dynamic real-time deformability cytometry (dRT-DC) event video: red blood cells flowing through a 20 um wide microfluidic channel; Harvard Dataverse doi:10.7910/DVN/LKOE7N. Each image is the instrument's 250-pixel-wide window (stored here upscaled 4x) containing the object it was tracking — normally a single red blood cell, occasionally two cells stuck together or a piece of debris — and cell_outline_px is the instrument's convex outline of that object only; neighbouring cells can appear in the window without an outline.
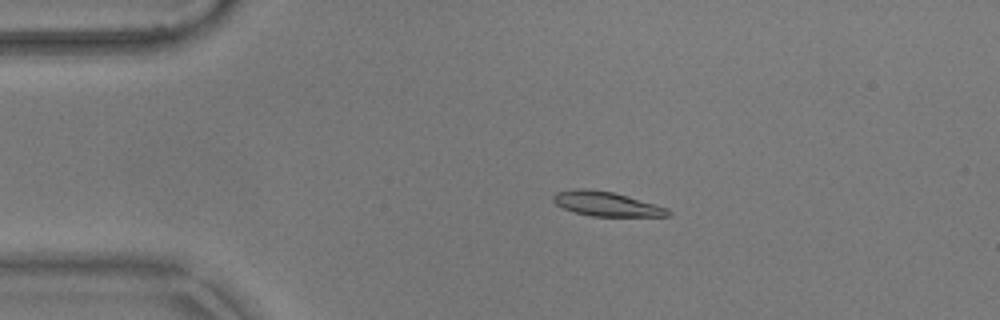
{"species": "common noctule bat (a hibernating species)", "species_latin": "Nyctalus noctula", "temperature_condition": "warm", "stored_images_in_passage": 46, "camera_frame_rate_fps": 3000, "um_per_image_px": 0.085, "animal": {"sex": "male", "body_mass_g": 17.9}, "frame": {"image": 1, "passage_image": 2, "time_ms": 0.333, "image_size_px": [1000, 320], "cell_outline_px": [[672, 216], [592, 216], [576, 212], [564, 208], [556, 204], [552, 200], [552, 196], [556, 192], [576, 188], [584, 188], [612, 192], [628, 196], [656, 204], [668, 208], [672, 212]], "centroid_in_image_um": [51.57, 17.33], "position_along_channel_um": 33.4, "area_um2": 16.36}}
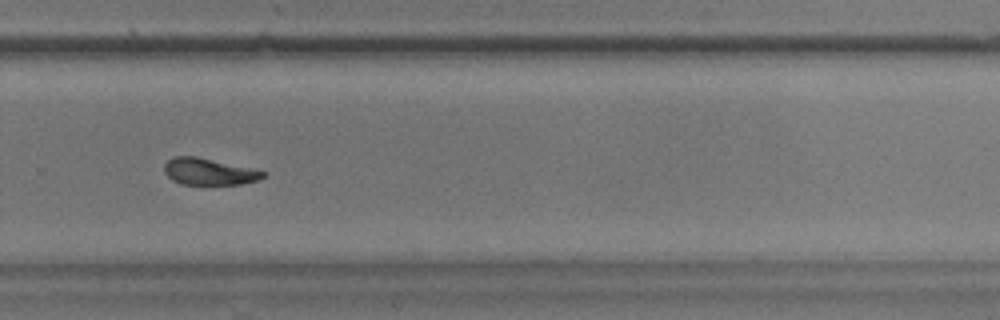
{"frame": {"image": 2, "passage_image": 28, "time_ms": 9.0, "image_size_px": [1000, 320], "cell_outline_px": [[268, 172], [260, 180], [240, 184], [180, 184], [172, 180], [164, 172], [164, 164], [172, 156], [196, 156]], "centroid_in_image_um": [17.74, 14.59], "position_along_channel_um": 312.1, "area_um2": 15.32}}
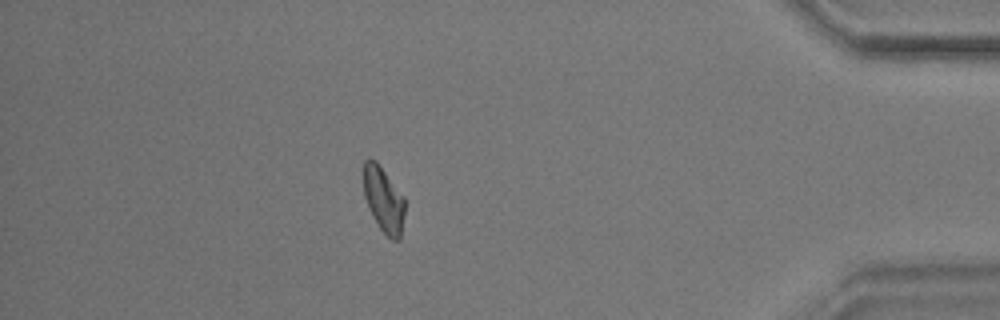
{"frame": {"image": 3, "passage_image": 39, "time_ms": 12.667, "image_size_px": [1000, 320], "cell_outline_px": [[404, 212], [400, 240], [392, 240], [380, 228], [372, 216], [368, 208], [364, 196], [364, 160], [368, 156], [376, 160], [404, 196]], "centroid_in_image_um": [32.59, 16.93], "position_along_channel_um": 402.6, "area_um2": 15.78}, "authors_computed_cell_mechanics": {"area_um2": 16.3574, "velocity_mm_per_s": 3.6811, "shape_relaxation_time_tau1_ms": 7.9967, "shape_relaxation_time_tau2_ms": 9.5007, "deformation_change_tau1": 0.2049, "deformation_change_tau2": 0.1538}}